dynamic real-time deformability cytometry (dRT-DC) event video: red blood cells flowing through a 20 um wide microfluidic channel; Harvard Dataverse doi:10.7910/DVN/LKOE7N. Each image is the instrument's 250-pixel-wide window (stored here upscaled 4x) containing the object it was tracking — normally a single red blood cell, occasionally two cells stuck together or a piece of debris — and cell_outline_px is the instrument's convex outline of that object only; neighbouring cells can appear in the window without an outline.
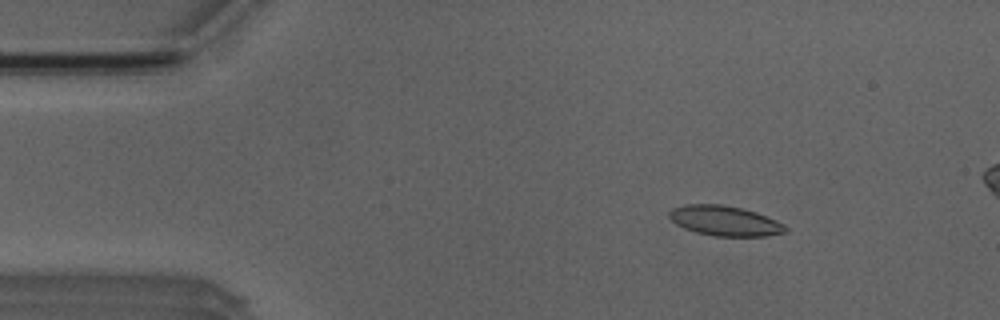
{"species": "Egyptian fruit bat (a non-hibernating species)", "species_latin": "Rousettus aegyptiacus", "temperature_condition": "room temperature", "stored_images_in_passage": 52, "camera_frame_rate_fps": 3000, "um_per_image_px": 0.085, "animal": {"sex": "male"}, "frame": {"image": 1, "passage_image": 7, "time_ms": 2.0, "image_size_px": [1000, 320], "cell_outline_px": [[788, 232], [764, 236], [716, 236], [696, 232], [684, 228], [676, 224], [668, 216], [668, 212], [672, 208], [684, 204], [720, 204], [740, 208], [756, 212], [776, 220], [784, 224], [788, 228]], "centroid_in_image_um": [61.6, 18.77], "position_along_channel_um": 23.4, "area_um2": 20.35}}
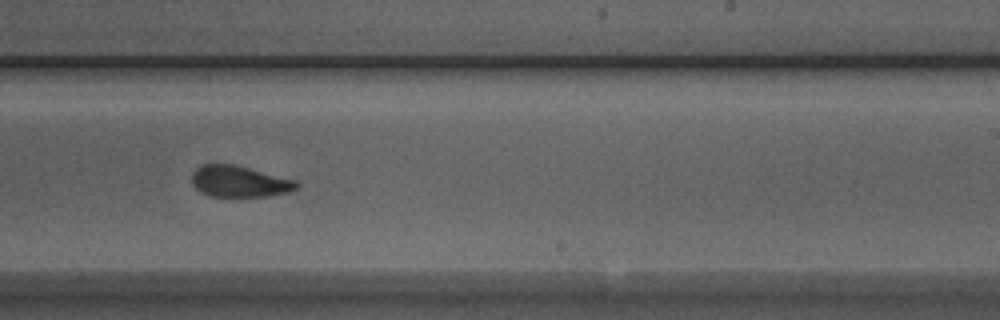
{"frame": {"image": 2, "passage_image": 31, "time_ms": 10.0, "image_size_px": [1000, 320], "cell_outline_px": [[300, 184], [296, 188], [288, 192], [268, 196], [208, 196], [200, 192], [192, 184], [192, 172], [200, 164], [232, 164], [296, 180]], "centroid_in_image_um": [20.31, 15.42], "position_along_channel_um": 268.7, "area_um2": 19.02}}
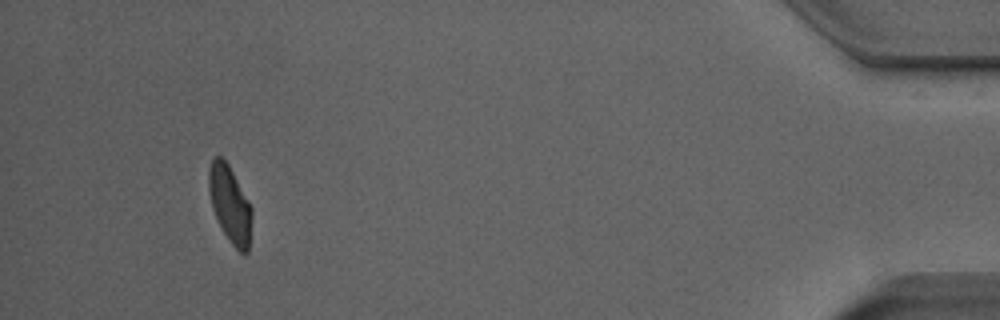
{"frame": {"image": 3, "passage_image": 48, "time_ms": 15.667, "image_size_px": [1000, 320], "cell_outline_px": [[252, 216], [248, 252], [244, 256], [228, 240], [212, 208], [208, 188], [208, 172], [212, 160], [216, 156], [220, 156], [228, 164], [248, 200], [252, 208]], "centroid_in_image_um": [19.55, 17.38], "position_along_channel_um": 415.7, "area_um2": 19.07}, "authors_computed_cell_mechanics": {"area_um2": 19.8543, "velocity_mm_per_s": 3.9173, "shape_relaxation_time_tau1_ms": 4.2169, "shape_relaxation_time_tau2_ms": 1.2367, "deformation_change_tau1": 0.1332, "deformation_change_tau2": 0.0712}}